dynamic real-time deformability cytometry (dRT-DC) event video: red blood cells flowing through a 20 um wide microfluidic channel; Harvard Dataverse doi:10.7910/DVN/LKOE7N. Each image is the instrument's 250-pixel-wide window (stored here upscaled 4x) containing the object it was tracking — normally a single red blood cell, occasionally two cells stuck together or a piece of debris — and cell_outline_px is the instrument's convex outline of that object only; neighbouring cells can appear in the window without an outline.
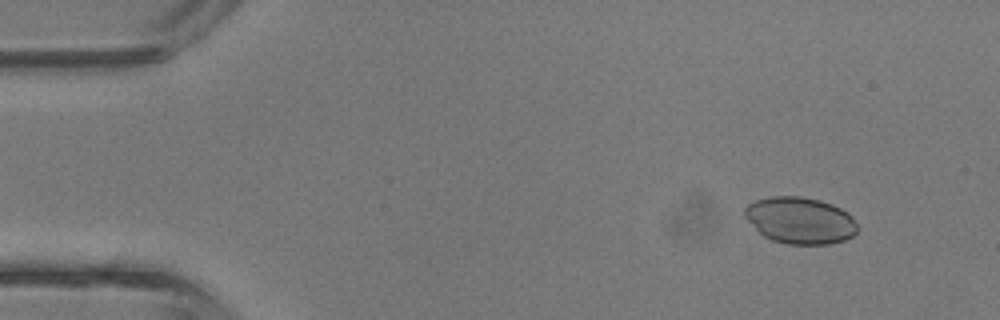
{"species": "common noctule bat (a hibernating species)", "species_latin": "Nyctalus noctula", "temperature_condition": "room temperature", "stored_images_in_passage": 4, "camera_frame_rate_fps": 3000, "um_per_image_px": 0.085, "animal": {"sex": "male", "body_mass_g": 13.3}, "frame": {"image": 1, "passage_image": 2, "time_ms": 0.333, "image_size_px": [1000, 320], "cell_outline_px": [[860, 228], [852, 236], [844, 240], [828, 244], [788, 244], [772, 240], [764, 236], [744, 216], [744, 208], [748, 204], [756, 200], [768, 196], [800, 196], [820, 200], [832, 204], [848, 212], [852, 216]], "centroid_in_image_um": [68.03, 18.72], "position_along_channel_um": 17.0, "area_um2": 30.75}}